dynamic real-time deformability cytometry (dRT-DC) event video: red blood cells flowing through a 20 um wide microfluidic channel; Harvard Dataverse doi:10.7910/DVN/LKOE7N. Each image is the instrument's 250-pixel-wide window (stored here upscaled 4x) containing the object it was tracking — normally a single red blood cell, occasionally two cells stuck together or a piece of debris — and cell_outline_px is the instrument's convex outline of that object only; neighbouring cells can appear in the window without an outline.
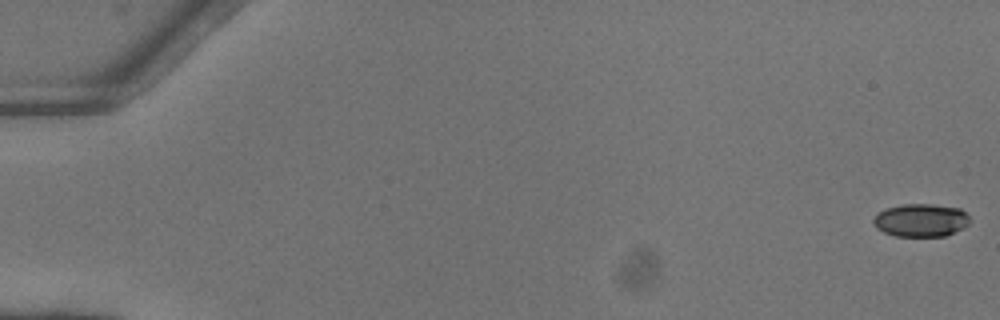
{"species": "common noctule bat (a hibernating species)", "species_latin": "Nyctalus noctula", "temperature_condition": "warm", "stored_images_in_passage": 52, "camera_frame_rate_fps": 3000, "um_per_image_px": 0.085, "animal": {"sex": "female"}, "frame": {"image": 1, "passage_image": 1, "time_ms": 0.0, "image_size_px": [1000, 320], "cell_outline_px": [[968, 224], [964, 228], [944, 236], [896, 236], [884, 232], [876, 228], [872, 224], [872, 220], [876, 212], [884, 208], [904, 204], [932, 204], [960, 208], [968, 216]], "centroid_in_image_um": [78.22, 18.71], "position_along_channel_um": 6.8, "area_um2": 18.67}}
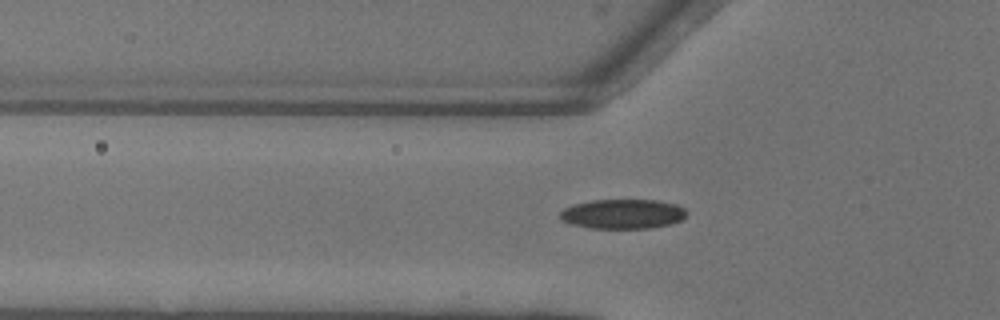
{"frame": {"image": 2, "passage_image": 19, "time_ms": 6.0, "image_size_px": [1000, 320], "cell_outline_px": [[688, 216], [672, 224], [648, 228], [592, 228], [572, 224], [560, 220], [560, 212], [564, 208], [576, 204], [592, 200], [656, 200], [676, 204], [684, 208], [688, 212]], "centroid_in_image_um": [52.97, 18.18], "position_along_channel_um": 72.8, "area_um2": 21.85}}
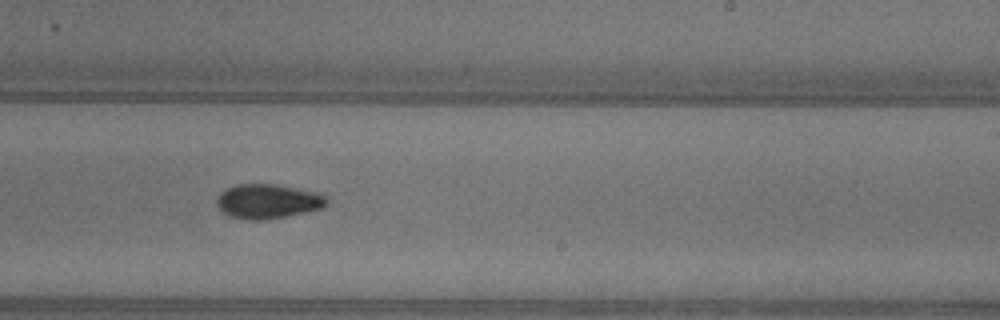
{"frame": {"image": 3, "passage_image": 33, "time_ms": 10.667, "image_size_px": [1000, 320], "cell_outline_px": [[328, 204], [324, 208], [268, 220], [248, 220], [232, 216], [224, 212], [220, 208], [216, 200], [220, 192], [224, 188], [236, 184], [276, 184], [312, 192], [324, 196], [328, 200]], "centroid_in_image_um": [22.75, 17.11], "position_along_channel_um": 266.3, "area_um2": 21.96}, "authors_computed_cell_mechanics": {"area_um2": 20.4034, "velocity_mm_per_s": 4.1402, "shape_relaxation_time_tau1_ms": 5.397, "shape_relaxation_time_tau2_ms": 5.1697, "deformation_change_tau1": 0.1439, "deformation_change_tau2": 0.1032}}